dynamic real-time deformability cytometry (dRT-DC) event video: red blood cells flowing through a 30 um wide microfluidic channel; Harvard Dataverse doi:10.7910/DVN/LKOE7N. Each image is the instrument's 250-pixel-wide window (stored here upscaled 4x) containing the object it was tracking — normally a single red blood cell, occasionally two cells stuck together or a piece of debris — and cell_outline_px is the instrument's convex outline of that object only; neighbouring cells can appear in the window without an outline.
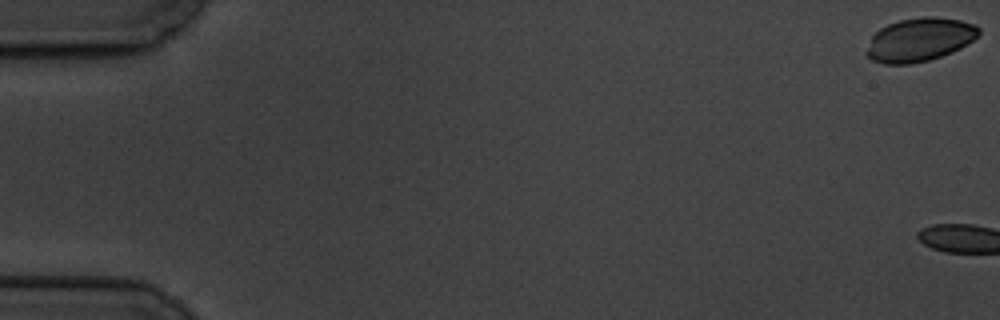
{"species": "common noctule bat (a hibernating species)", "species_latin": "Nyctalus noctula", "temperature_condition": "cold", "stored_images_in_passage": 7, "camera_frame_rate_fps": 3000, "um_per_image_px": 0.085, "animal": {"sex": "male", "body_mass_g": 19.5, "forearm_length_mm": 54.6}, "frame": {"image": 1, "passage_image": 1, "time_ms": 0.0, "image_size_px": [1000, 320], "cell_outline_px": [[980, 32], [968, 44], [952, 52], [928, 60], [912, 64], [884, 64], [872, 60], [864, 52], [872, 36], [880, 28], [888, 24], [900, 20], [924, 16], [936, 16], [960, 20], [976, 24], [980, 28]], "centroid_in_image_um": [78.16, 3.37], "position_along_channel_um": 6.8, "area_um2": 28.55}}
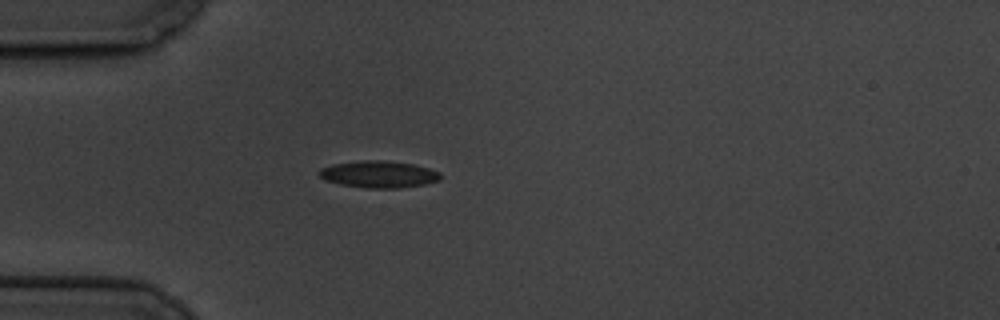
{"frame": {"image": 2, "passage_image": 7, "time_ms": 8.0, "image_size_px": [1000, 320], "cell_outline_px": [[440, 180], [424, 184], [400, 188], [368, 188], [340, 184], [324, 180], [316, 172], [320, 168], [332, 164], [364, 160], [380, 160], [412, 164], [428, 168], [440, 172]], "centroid_in_image_um": [32.15, 14.81], "position_along_channel_um": 52.8, "area_um2": 18.96}}